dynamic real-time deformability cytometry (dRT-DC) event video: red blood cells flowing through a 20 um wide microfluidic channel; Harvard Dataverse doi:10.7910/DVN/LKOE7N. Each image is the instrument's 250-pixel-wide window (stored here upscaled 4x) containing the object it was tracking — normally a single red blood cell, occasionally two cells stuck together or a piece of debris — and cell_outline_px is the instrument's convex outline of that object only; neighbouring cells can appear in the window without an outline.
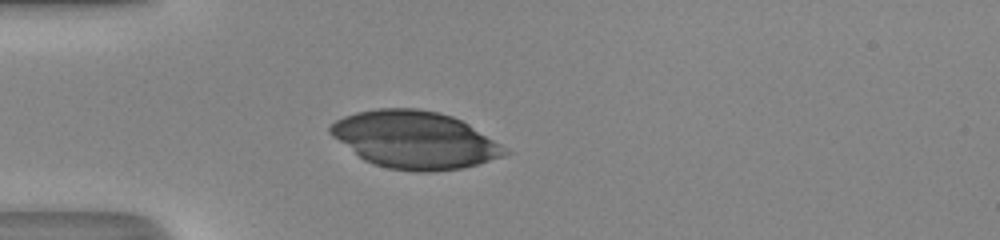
{"species": "human", "species_latin": "Homo sapiens", "temperature_condition": "room temperature", "stored_images_in_passage": 36, "camera_frame_rate_fps": 3000, "um_per_image_px": 0.085, "donor": {"sex": "male"}, "frame": {"image": 1, "passage_image": 1, "time_ms": 0.0, "image_size_px": [1000, 240], "cell_outline_px": [[512, 152], [504, 156], [464, 168], [432, 172], [416, 172], [388, 168], [372, 164], [364, 160], [332, 136], [328, 132], [328, 128], [336, 120], [344, 116], [356, 112], [376, 108], [416, 108], [440, 112], [452, 116], [468, 124], [500, 144]], "centroid_in_image_um": [35.25, 11.89], "position_along_channel_um": 49.8, "area_um2": 58.32}}